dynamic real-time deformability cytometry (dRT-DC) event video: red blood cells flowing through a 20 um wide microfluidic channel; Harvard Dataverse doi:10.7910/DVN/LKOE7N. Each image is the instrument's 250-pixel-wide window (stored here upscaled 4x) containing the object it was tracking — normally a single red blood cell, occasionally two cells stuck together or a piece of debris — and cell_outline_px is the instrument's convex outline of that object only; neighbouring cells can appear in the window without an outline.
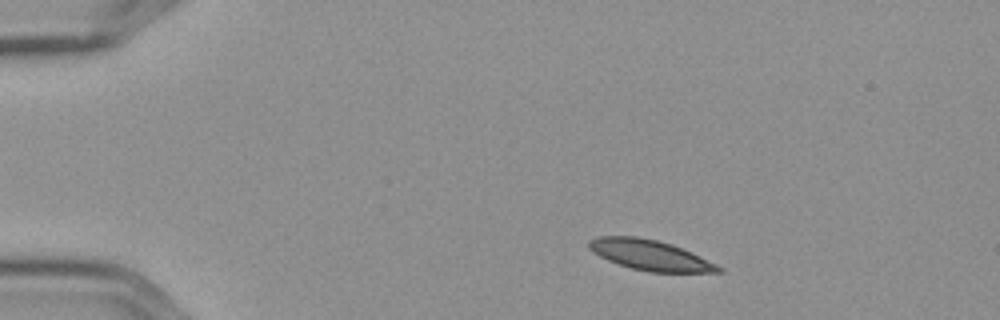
{"species": "Egyptian fruit bat (a non-hibernating species)", "species_latin": "Rousettus aegyptiacus", "temperature_condition": "cold", "stored_images_in_passage": 2, "camera_frame_rate_fps": 3000, "um_per_image_px": 0.085, "frame": {"image": 1, "passage_image": 1, "time_ms": 0.0, "image_size_px": [1000, 320], "cell_outline_px": [[724, 272], [648, 272], [632, 268], [608, 260], [592, 252], [588, 248], [588, 240], [600, 236], [636, 236], [656, 240], [672, 244], [692, 252], [724, 268]], "centroid_in_image_um": [55.26, 21.68], "position_along_channel_um": 29.7, "area_um2": 22.83}}